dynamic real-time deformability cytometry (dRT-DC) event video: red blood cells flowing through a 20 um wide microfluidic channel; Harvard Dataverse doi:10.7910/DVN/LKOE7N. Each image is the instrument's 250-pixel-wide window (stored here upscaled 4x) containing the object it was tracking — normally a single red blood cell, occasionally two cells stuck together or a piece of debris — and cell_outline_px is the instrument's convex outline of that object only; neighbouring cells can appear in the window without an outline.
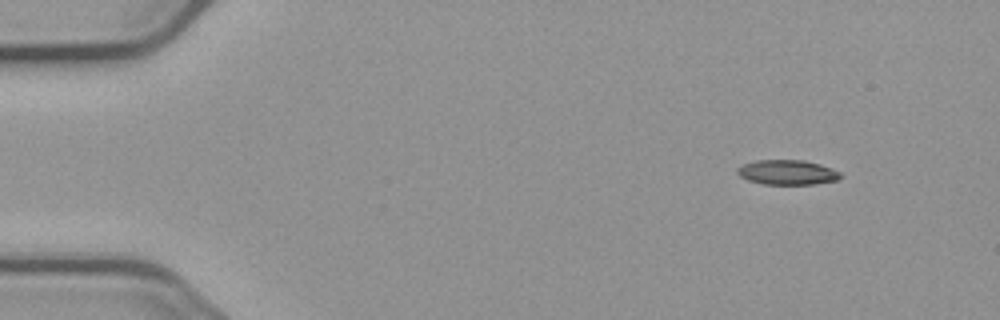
{"species": "common noctule bat (a hibernating species)", "species_latin": "Nyctalus noctula", "temperature_condition": "cold", "stored_images_in_passage": 51, "camera_frame_rate_fps": 3000, "um_per_image_px": 0.085, "animal": {"sex": "male", "body_mass_g": 23.1, "forearm_length_mm": 52.7}, "frame": {"image": 1, "passage_image": 1, "time_ms": 0.0, "image_size_px": [1000, 320], "cell_outline_px": [[844, 176], [836, 180], [816, 184], [764, 184], [748, 180], [740, 176], [736, 172], [736, 168], [744, 164], [756, 160], [804, 160], [820, 164], [832, 168], [840, 172]], "centroid_in_image_um": [66.94, 14.64], "position_along_channel_um": 18.1, "area_um2": 14.97}}
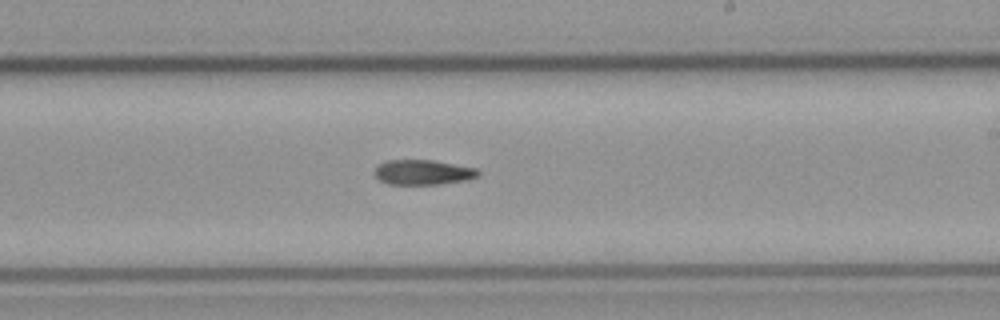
{"frame": {"image": 2, "passage_image": 28, "time_ms": 9.0, "image_size_px": [1000, 320], "cell_outline_px": [[480, 172], [476, 176], [468, 180], [436, 184], [388, 184], [380, 180], [376, 176], [376, 168], [380, 164], [388, 160], [436, 160], [476, 168]], "centroid_in_image_um": [35.98, 14.64], "position_along_channel_um": 253.0, "area_um2": 14.91}}
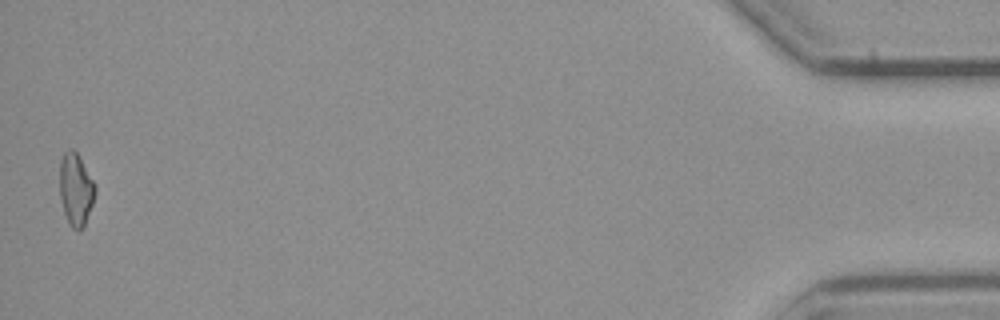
{"frame": {"image": 3, "passage_image": 50, "time_ms": 16.333, "image_size_px": [1000, 320], "cell_outline_px": [[96, 192], [92, 204], [84, 224], [80, 232], [72, 228], [64, 212], [60, 196], [60, 160], [64, 152], [68, 148], [72, 148], [76, 152], [96, 184]], "centroid_in_image_um": [6.44, 16.07], "position_along_channel_um": 428.8, "area_um2": 14.85}}